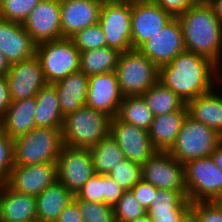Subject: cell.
Segmentation results:
<instances>
[{
  "mask_svg": "<svg viewBox=\"0 0 222 222\" xmlns=\"http://www.w3.org/2000/svg\"><path fill=\"white\" fill-rule=\"evenodd\" d=\"M221 72L209 58L185 50L159 68V81L187 103L215 89Z\"/></svg>",
  "mask_w": 222,
  "mask_h": 222,
  "instance_id": "obj_1",
  "label": "cell"
},
{
  "mask_svg": "<svg viewBox=\"0 0 222 222\" xmlns=\"http://www.w3.org/2000/svg\"><path fill=\"white\" fill-rule=\"evenodd\" d=\"M186 51L209 58L222 69V24L212 6L201 0L177 17Z\"/></svg>",
  "mask_w": 222,
  "mask_h": 222,
  "instance_id": "obj_2",
  "label": "cell"
},
{
  "mask_svg": "<svg viewBox=\"0 0 222 222\" xmlns=\"http://www.w3.org/2000/svg\"><path fill=\"white\" fill-rule=\"evenodd\" d=\"M111 116L83 105L64 116L63 144L72 148H91L110 134Z\"/></svg>",
  "mask_w": 222,
  "mask_h": 222,
  "instance_id": "obj_3",
  "label": "cell"
},
{
  "mask_svg": "<svg viewBox=\"0 0 222 222\" xmlns=\"http://www.w3.org/2000/svg\"><path fill=\"white\" fill-rule=\"evenodd\" d=\"M61 129L35 127L13 139L14 165L56 162L64 146Z\"/></svg>",
  "mask_w": 222,
  "mask_h": 222,
  "instance_id": "obj_4",
  "label": "cell"
},
{
  "mask_svg": "<svg viewBox=\"0 0 222 222\" xmlns=\"http://www.w3.org/2000/svg\"><path fill=\"white\" fill-rule=\"evenodd\" d=\"M222 136L188 114L178 132L174 145L168 151L178 162L211 156L221 143Z\"/></svg>",
  "mask_w": 222,
  "mask_h": 222,
  "instance_id": "obj_5",
  "label": "cell"
},
{
  "mask_svg": "<svg viewBox=\"0 0 222 222\" xmlns=\"http://www.w3.org/2000/svg\"><path fill=\"white\" fill-rule=\"evenodd\" d=\"M115 72L123 97L142 95L159 80V68L134 49L121 52Z\"/></svg>",
  "mask_w": 222,
  "mask_h": 222,
  "instance_id": "obj_6",
  "label": "cell"
},
{
  "mask_svg": "<svg viewBox=\"0 0 222 222\" xmlns=\"http://www.w3.org/2000/svg\"><path fill=\"white\" fill-rule=\"evenodd\" d=\"M39 59L47 84H53L80 71V51L69 38L37 44Z\"/></svg>",
  "mask_w": 222,
  "mask_h": 222,
  "instance_id": "obj_7",
  "label": "cell"
},
{
  "mask_svg": "<svg viewBox=\"0 0 222 222\" xmlns=\"http://www.w3.org/2000/svg\"><path fill=\"white\" fill-rule=\"evenodd\" d=\"M187 199L193 202L222 200V170L211 156L184 164Z\"/></svg>",
  "mask_w": 222,
  "mask_h": 222,
  "instance_id": "obj_8",
  "label": "cell"
},
{
  "mask_svg": "<svg viewBox=\"0 0 222 222\" xmlns=\"http://www.w3.org/2000/svg\"><path fill=\"white\" fill-rule=\"evenodd\" d=\"M132 0H104L99 24L105 34L106 45L120 52L133 50L131 45Z\"/></svg>",
  "mask_w": 222,
  "mask_h": 222,
  "instance_id": "obj_9",
  "label": "cell"
},
{
  "mask_svg": "<svg viewBox=\"0 0 222 222\" xmlns=\"http://www.w3.org/2000/svg\"><path fill=\"white\" fill-rule=\"evenodd\" d=\"M142 179L157 189L180 191L187 197L184 164L168 151H156L141 165Z\"/></svg>",
  "mask_w": 222,
  "mask_h": 222,
  "instance_id": "obj_10",
  "label": "cell"
},
{
  "mask_svg": "<svg viewBox=\"0 0 222 222\" xmlns=\"http://www.w3.org/2000/svg\"><path fill=\"white\" fill-rule=\"evenodd\" d=\"M173 18L153 0H132V48L138 50Z\"/></svg>",
  "mask_w": 222,
  "mask_h": 222,
  "instance_id": "obj_11",
  "label": "cell"
},
{
  "mask_svg": "<svg viewBox=\"0 0 222 222\" xmlns=\"http://www.w3.org/2000/svg\"><path fill=\"white\" fill-rule=\"evenodd\" d=\"M58 181L74 195L95 173L89 148L63 146L57 161Z\"/></svg>",
  "mask_w": 222,
  "mask_h": 222,
  "instance_id": "obj_12",
  "label": "cell"
},
{
  "mask_svg": "<svg viewBox=\"0 0 222 222\" xmlns=\"http://www.w3.org/2000/svg\"><path fill=\"white\" fill-rule=\"evenodd\" d=\"M138 50L158 68L170 63L177 55L185 51L179 19L174 17L170 20Z\"/></svg>",
  "mask_w": 222,
  "mask_h": 222,
  "instance_id": "obj_13",
  "label": "cell"
},
{
  "mask_svg": "<svg viewBox=\"0 0 222 222\" xmlns=\"http://www.w3.org/2000/svg\"><path fill=\"white\" fill-rule=\"evenodd\" d=\"M110 135L116 140L125 158L140 165L157 151L147 130L122 122L117 116L111 118Z\"/></svg>",
  "mask_w": 222,
  "mask_h": 222,
  "instance_id": "obj_14",
  "label": "cell"
},
{
  "mask_svg": "<svg viewBox=\"0 0 222 222\" xmlns=\"http://www.w3.org/2000/svg\"><path fill=\"white\" fill-rule=\"evenodd\" d=\"M58 180L56 162L14 165L5 182L16 192L36 197Z\"/></svg>",
  "mask_w": 222,
  "mask_h": 222,
  "instance_id": "obj_15",
  "label": "cell"
},
{
  "mask_svg": "<svg viewBox=\"0 0 222 222\" xmlns=\"http://www.w3.org/2000/svg\"><path fill=\"white\" fill-rule=\"evenodd\" d=\"M5 78L12 101L35 97L39 90L47 84L36 55L28 60L10 64Z\"/></svg>",
  "mask_w": 222,
  "mask_h": 222,
  "instance_id": "obj_16",
  "label": "cell"
},
{
  "mask_svg": "<svg viewBox=\"0 0 222 222\" xmlns=\"http://www.w3.org/2000/svg\"><path fill=\"white\" fill-rule=\"evenodd\" d=\"M22 25L36 44L62 39L60 0H42Z\"/></svg>",
  "mask_w": 222,
  "mask_h": 222,
  "instance_id": "obj_17",
  "label": "cell"
},
{
  "mask_svg": "<svg viewBox=\"0 0 222 222\" xmlns=\"http://www.w3.org/2000/svg\"><path fill=\"white\" fill-rule=\"evenodd\" d=\"M103 1L60 0L62 39H70L77 32L98 23Z\"/></svg>",
  "mask_w": 222,
  "mask_h": 222,
  "instance_id": "obj_18",
  "label": "cell"
},
{
  "mask_svg": "<svg viewBox=\"0 0 222 222\" xmlns=\"http://www.w3.org/2000/svg\"><path fill=\"white\" fill-rule=\"evenodd\" d=\"M122 98L115 71L89 76L85 105L115 117Z\"/></svg>",
  "mask_w": 222,
  "mask_h": 222,
  "instance_id": "obj_19",
  "label": "cell"
},
{
  "mask_svg": "<svg viewBox=\"0 0 222 222\" xmlns=\"http://www.w3.org/2000/svg\"><path fill=\"white\" fill-rule=\"evenodd\" d=\"M36 46L21 23L0 18V52L9 64L32 58Z\"/></svg>",
  "mask_w": 222,
  "mask_h": 222,
  "instance_id": "obj_20",
  "label": "cell"
},
{
  "mask_svg": "<svg viewBox=\"0 0 222 222\" xmlns=\"http://www.w3.org/2000/svg\"><path fill=\"white\" fill-rule=\"evenodd\" d=\"M37 221L36 197L16 192L0 183V222Z\"/></svg>",
  "mask_w": 222,
  "mask_h": 222,
  "instance_id": "obj_21",
  "label": "cell"
},
{
  "mask_svg": "<svg viewBox=\"0 0 222 222\" xmlns=\"http://www.w3.org/2000/svg\"><path fill=\"white\" fill-rule=\"evenodd\" d=\"M36 97L11 101L10 106L0 119V127L15 139L29 133L35 125Z\"/></svg>",
  "mask_w": 222,
  "mask_h": 222,
  "instance_id": "obj_22",
  "label": "cell"
},
{
  "mask_svg": "<svg viewBox=\"0 0 222 222\" xmlns=\"http://www.w3.org/2000/svg\"><path fill=\"white\" fill-rule=\"evenodd\" d=\"M187 114V109H180L154 116L148 134L157 151H169L171 149Z\"/></svg>",
  "mask_w": 222,
  "mask_h": 222,
  "instance_id": "obj_23",
  "label": "cell"
},
{
  "mask_svg": "<svg viewBox=\"0 0 222 222\" xmlns=\"http://www.w3.org/2000/svg\"><path fill=\"white\" fill-rule=\"evenodd\" d=\"M53 85L56 88L64 116L85 105L89 76H86L83 72L71 73L66 78L53 83Z\"/></svg>",
  "mask_w": 222,
  "mask_h": 222,
  "instance_id": "obj_24",
  "label": "cell"
},
{
  "mask_svg": "<svg viewBox=\"0 0 222 222\" xmlns=\"http://www.w3.org/2000/svg\"><path fill=\"white\" fill-rule=\"evenodd\" d=\"M74 194L58 180L36 196L37 222H55Z\"/></svg>",
  "mask_w": 222,
  "mask_h": 222,
  "instance_id": "obj_25",
  "label": "cell"
},
{
  "mask_svg": "<svg viewBox=\"0 0 222 222\" xmlns=\"http://www.w3.org/2000/svg\"><path fill=\"white\" fill-rule=\"evenodd\" d=\"M187 112L222 136V95L215 90L195 97L186 103Z\"/></svg>",
  "mask_w": 222,
  "mask_h": 222,
  "instance_id": "obj_26",
  "label": "cell"
},
{
  "mask_svg": "<svg viewBox=\"0 0 222 222\" xmlns=\"http://www.w3.org/2000/svg\"><path fill=\"white\" fill-rule=\"evenodd\" d=\"M190 204L180 191L157 189L147 214L152 222H178L182 212Z\"/></svg>",
  "mask_w": 222,
  "mask_h": 222,
  "instance_id": "obj_27",
  "label": "cell"
},
{
  "mask_svg": "<svg viewBox=\"0 0 222 222\" xmlns=\"http://www.w3.org/2000/svg\"><path fill=\"white\" fill-rule=\"evenodd\" d=\"M36 127L62 128L64 115L53 84H46L36 94Z\"/></svg>",
  "mask_w": 222,
  "mask_h": 222,
  "instance_id": "obj_28",
  "label": "cell"
},
{
  "mask_svg": "<svg viewBox=\"0 0 222 222\" xmlns=\"http://www.w3.org/2000/svg\"><path fill=\"white\" fill-rule=\"evenodd\" d=\"M121 52L112 47H103L80 52V71L86 76L116 70Z\"/></svg>",
  "mask_w": 222,
  "mask_h": 222,
  "instance_id": "obj_29",
  "label": "cell"
},
{
  "mask_svg": "<svg viewBox=\"0 0 222 222\" xmlns=\"http://www.w3.org/2000/svg\"><path fill=\"white\" fill-rule=\"evenodd\" d=\"M142 97L152 111L153 116L187 109L186 103L159 80Z\"/></svg>",
  "mask_w": 222,
  "mask_h": 222,
  "instance_id": "obj_30",
  "label": "cell"
},
{
  "mask_svg": "<svg viewBox=\"0 0 222 222\" xmlns=\"http://www.w3.org/2000/svg\"><path fill=\"white\" fill-rule=\"evenodd\" d=\"M89 149L94 171L97 174H109L113 167L126 159L116 140L110 134Z\"/></svg>",
  "mask_w": 222,
  "mask_h": 222,
  "instance_id": "obj_31",
  "label": "cell"
},
{
  "mask_svg": "<svg viewBox=\"0 0 222 222\" xmlns=\"http://www.w3.org/2000/svg\"><path fill=\"white\" fill-rule=\"evenodd\" d=\"M117 117L125 123L149 130L153 121L152 111L142 95L125 96L122 98Z\"/></svg>",
  "mask_w": 222,
  "mask_h": 222,
  "instance_id": "obj_32",
  "label": "cell"
},
{
  "mask_svg": "<svg viewBox=\"0 0 222 222\" xmlns=\"http://www.w3.org/2000/svg\"><path fill=\"white\" fill-rule=\"evenodd\" d=\"M145 214H147V210L135 199L131 190L124 191L123 195L114 205L116 222H131Z\"/></svg>",
  "mask_w": 222,
  "mask_h": 222,
  "instance_id": "obj_33",
  "label": "cell"
},
{
  "mask_svg": "<svg viewBox=\"0 0 222 222\" xmlns=\"http://www.w3.org/2000/svg\"><path fill=\"white\" fill-rule=\"evenodd\" d=\"M42 0H0V18L21 23Z\"/></svg>",
  "mask_w": 222,
  "mask_h": 222,
  "instance_id": "obj_34",
  "label": "cell"
},
{
  "mask_svg": "<svg viewBox=\"0 0 222 222\" xmlns=\"http://www.w3.org/2000/svg\"><path fill=\"white\" fill-rule=\"evenodd\" d=\"M73 200L78 204L83 222H116L114 206L80 200L75 195Z\"/></svg>",
  "mask_w": 222,
  "mask_h": 222,
  "instance_id": "obj_35",
  "label": "cell"
},
{
  "mask_svg": "<svg viewBox=\"0 0 222 222\" xmlns=\"http://www.w3.org/2000/svg\"><path fill=\"white\" fill-rule=\"evenodd\" d=\"M70 39L80 52L107 46L105 34L99 22L77 32Z\"/></svg>",
  "mask_w": 222,
  "mask_h": 222,
  "instance_id": "obj_36",
  "label": "cell"
},
{
  "mask_svg": "<svg viewBox=\"0 0 222 222\" xmlns=\"http://www.w3.org/2000/svg\"><path fill=\"white\" fill-rule=\"evenodd\" d=\"M109 175L125 191L131 190L142 179L141 165L125 159L113 167Z\"/></svg>",
  "mask_w": 222,
  "mask_h": 222,
  "instance_id": "obj_37",
  "label": "cell"
},
{
  "mask_svg": "<svg viewBox=\"0 0 222 222\" xmlns=\"http://www.w3.org/2000/svg\"><path fill=\"white\" fill-rule=\"evenodd\" d=\"M14 166L13 139L0 127V183H5Z\"/></svg>",
  "mask_w": 222,
  "mask_h": 222,
  "instance_id": "obj_38",
  "label": "cell"
},
{
  "mask_svg": "<svg viewBox=\"0 0 222 222\" xmlns=\"http://www.w3.org/2000/svg\"><path fill=\"white\" fill-rule=\"evenodd\" d=\"M103 194V175L94 173L75 196L88 202L104 203Z\"/></svg>",
  "mask_w": 222,
  "mask_h": 222,
  "instance_id": "obj_39",
  "label": "cell"
},
{
  "mask_svg": "<svg viewBox=\"0 0 222 222\" xmlns=\"http://www.w3.org/2000/svg\"><path fill=\"white\" fill-rule=\"evenodd\" d=\"M191 205L198 211L200 222H222L221 201L193 202Z\"/></svg>",
  "mask_w": 222,
  "mask_h": 222,
  "instance_id": "obj_40",
  "label": "cell"
},
{
  "mask_svg": "<svg viewBox=\"0 0 222 222\" xmlns=\"http://www.w3.org/2000/svg\"><path fill=\"white\" fill-rule=\"evenodd\" d=\"M131 191L133 192L135 199L143 206V208L148 210L154 201L157 188L153 184L141 179Z\"/></svg>",
  "mask_w": 222,
  "mask_h": 222,
  "instance_id": "obj_41",
  "label": "cell"
},
{
  "mask_svg": "<svg viewBox=\"0 0 222 222\" xmlns=\"http://www.w3.org/2000/svg\"><path fill=\"white\" fill-rule=\"evenodd\" d=\"M164 11L173 17H178L190 7L198 4L201 0H153Z\"/></svg>",
  "mask_w": 222,
  "mask_h": 222,
  "instance_id": "obj_42",
  "label": "cell"
},
{
  "mask_svg": "<svg viewBox=\"0 0 222 222\" xmlns=\"http://www.w3.org/2000/svg\"><path fill=\"white\" fill-rule=\"evenodd\" d=\"M104 203L114 206L123 195L124 189L109 174H103Z\"/></svg>",
  "mask_w": 222,
  "mask_h": 222,
  "instance_id": "obj_43",
  "label": "cell"
},
{
  "mask_svg": "<svg viewBox=\"0 0 222 222\" xmlns=\"http://www.w3.org/2000/svg\"><path fill=\"white\" fill-rule=\"evenodd\" d=\"M55 222H83L78 204L72 200L59 215Z\"/></svg>",
  "mask_w": 222,
  "mask_h": 222,
  "instance_id": "obj_44",
  "label": "cell"
},
{
  "mask_svg": "<svg viewBox=\"0 0 222 222\" xmlns=\"http://www.w3.org/2000/svg\"><path fill=\"white\" fill-rule=\"evenodd\" d=\"M10 91L5 76L0 77V119L11 104Z\"/></svg>",
  "mask_w": 222,
  "mask_h": 222,
  "instance_id": "obj_45",
  "label": "cell"
},
{
  "mask_svg": "<svg viewBox=\"0 0 222 222\" xmlns=\"http://www.w3.org/2000/svg\"><path fill=\"white\" fill-rule=\"evenodd\" d=\"M178 222H200L198 211L190 204L181 214Z\"/></svg>",
  "mask_w": 222,
  "mask_h": 222,
  "instance_id": "obj_46",
  "label": "cell"
},
{
  "mask_svg": "<svg viewBox=\"0 0 222 222\" xmlns=\"http://www.w3.org/2000/svg\"><path fill=\"white\" fill-rule=\"evenodd\" d=\"M215 165L222 170V141L211 154Z\"/></svg>",
  "mask_w": 222,
  "mask_h": 222,
  "instance_id": "obj_47",
  "label": "cell"
},
{
  "mask_svg": "<svg viewBox=\"0 0 222 222\" xmlns=\"http://www.w3.org/2000/svg\"><path fill=\"white\" fill-rule=\"evenodd\" d=\"M213 8L216 17L222 24V0H206Z\"/></svg>",
  "mask_w": 222,
  "mask_h": 222,
  "instance_id": "obj_48",
  "label": "cell"
},
{
  "mask_svg": "<svg viewBox=\"0 0 222 222\" xmlns=\"http://www.w3.org/2000/svg\"><path fill=\"white\" fill-rule=\"evenodd\" d=\"M10 68L9 62L4 55L0 52V77L5 76Z\"/></svg>",
  "mask_w": 222,
  "mask_h": 222,
  "instance_id": "obj_49",
  "label": "cell"
},
{
  "mask_svg": "<svg viewBox=\"0 0 222 222\" xmlns=\"http://www.w3.org/2000/svg\"><path fill=\"white\" fill-rule=\"evenodd\" d=\"M131 222H152V221H151L150 217L148 216V214H145L142 217H140L136 220H133Z\"/></svg>",
  "mask_w": 222,
  "mask_h": 222,
  "instance_id": "obj_50",
  "label": "cell"
}]
</instances>
